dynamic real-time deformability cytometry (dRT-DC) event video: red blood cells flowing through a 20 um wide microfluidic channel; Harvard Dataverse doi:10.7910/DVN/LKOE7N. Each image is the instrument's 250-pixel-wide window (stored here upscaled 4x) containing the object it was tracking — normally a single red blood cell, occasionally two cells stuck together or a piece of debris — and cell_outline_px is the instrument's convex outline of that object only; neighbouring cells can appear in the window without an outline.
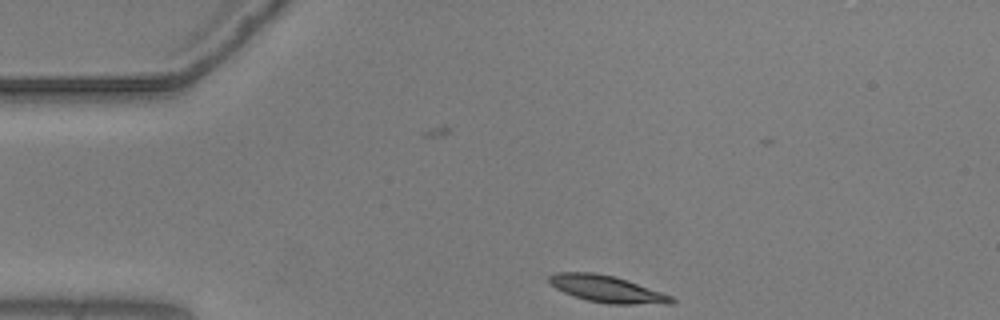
{"species": "common noctule bat (a hibernating species)", "species_latin": "Nyctalus noctula", "temperature_condition": "warm", "stored_images_in_passage": 41, "camera_frame_rate_fps": 3000, "um_per_image_px": 0.085, "animal": {"sex": "male", "body_mass_g": 20.5, "forearm_length_mm": 52.5}, "frame": {"image": 1, "passage_image": 1, "time_ms": 0.0, "image_size_px": [1000, 320], "cell_outline_px": [[676, 300], [672, 304], [608, 304], [588, 300], [564, 292], [556, 288], [548, 280], [548, 276], [552, 272], [596, 272], [628, 280], [672, 296]], "centroid_in_image_um": [51.6, 24.56], "position_along_channel_um": 33.4, "area_um2": 19.07}}
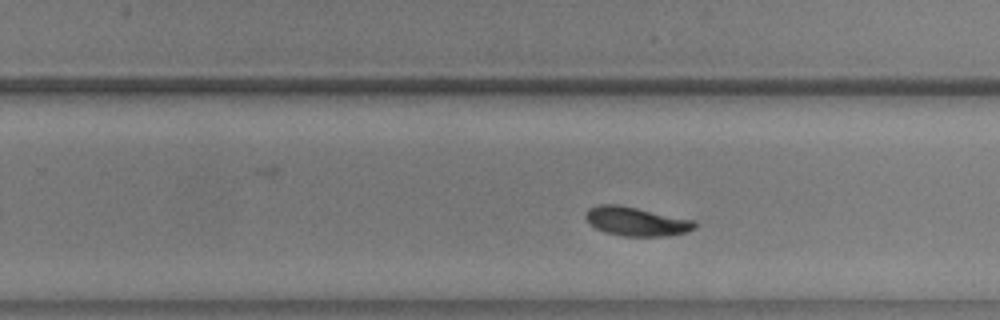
{"frame": {"image": 2, "passage_image": 25, "time_ms": 8.0, "image_size_px": [1000, 320], "cell_outline_px": [[696, 228], [688, 232], [668, 236], [624, 236], [604, 232], [596, 228], [584, 216], [588, 208], [596, 204], [616, 204], [696, 220]], "centroid_in_image_um": [54.11, 18.82], "position_along_channel_um": 275.7, "area_um2": 18.44}}
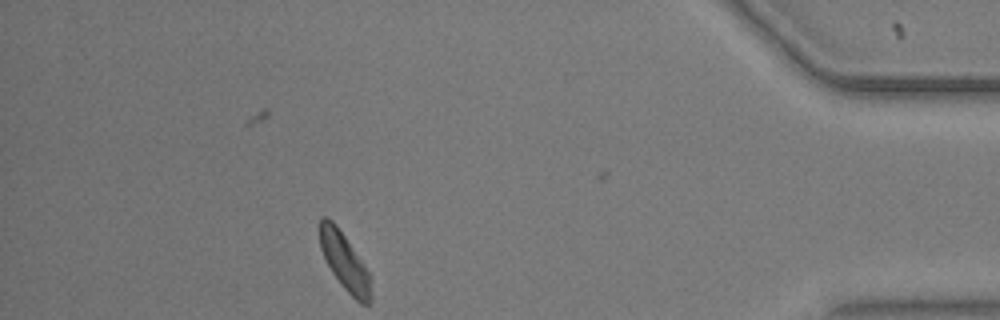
{"frame": {"image": 3, "passage_image": 40, "time_ms": 13.0, "image_size_px": [1000, 320], "cell_outline_px": [[372, 300], [368, 304], [360, 304], [344, 288], [332, 272], [320, 248], [320, 220], [324, 216], [328, 216], [336, 224], [368, 272], [372, 296]], "centroid_in_image_um": [29.28, 22.26], "position_along_channel_um": 405.9, "area_um2": 16.53}, "authors_computed_cell_mechanics": {"area_um2": 18.4382, "velocity_mm_per_s": 3.5903, "shape_relaxation_time_tau1_ms": 2.8951, "shape_relaxation_time_tau2_ms": null, "deformation_change_tau1": 0.1196, "deformation_change_tau2": null}}